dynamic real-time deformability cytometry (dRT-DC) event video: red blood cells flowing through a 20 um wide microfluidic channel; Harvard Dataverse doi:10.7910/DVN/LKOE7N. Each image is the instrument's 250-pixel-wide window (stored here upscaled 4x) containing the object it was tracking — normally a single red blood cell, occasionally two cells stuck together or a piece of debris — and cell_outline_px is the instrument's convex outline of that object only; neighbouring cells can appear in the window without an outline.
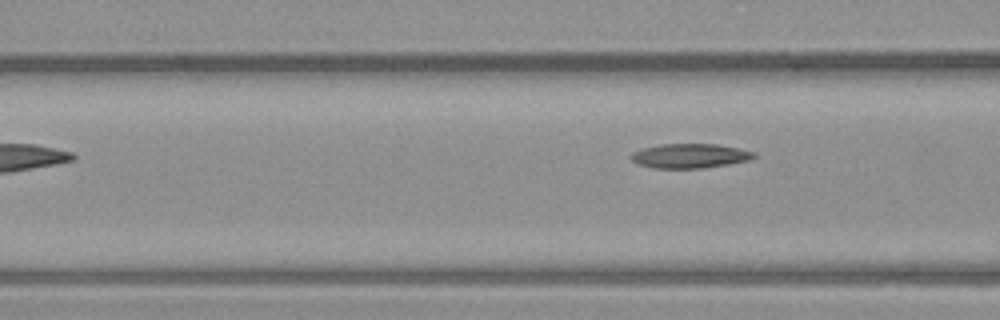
{"species": "common noctule bat (a hibernating species)", "species_latin": "Nyctalus noctula", "temperature_condition": "warm", "stored_images_in_passage": 4, "camera_frame_rate_fps": 3000, "um_per_image_px": 0.085, "animal": {"sex": "male", "body_mass_g": 23.1, "forearm_length_mm": 52.7}, "frame": {"image": 1, "passage_image": 4, "time_ms": 1.0, "image_size_px": [1000, 320], "cell_outline_px": [[756, 156], [752, 160], [704, 168], [652, 168], [636, 164], [628, 156], [632, 152], [644, 148], [660, 144], [716, 144], [740, 148], [756, 152]], "centroid_in_image_um": [58.65, 13.25], "position_along_channel_um": 108.0, "area_um2": 17.74}}